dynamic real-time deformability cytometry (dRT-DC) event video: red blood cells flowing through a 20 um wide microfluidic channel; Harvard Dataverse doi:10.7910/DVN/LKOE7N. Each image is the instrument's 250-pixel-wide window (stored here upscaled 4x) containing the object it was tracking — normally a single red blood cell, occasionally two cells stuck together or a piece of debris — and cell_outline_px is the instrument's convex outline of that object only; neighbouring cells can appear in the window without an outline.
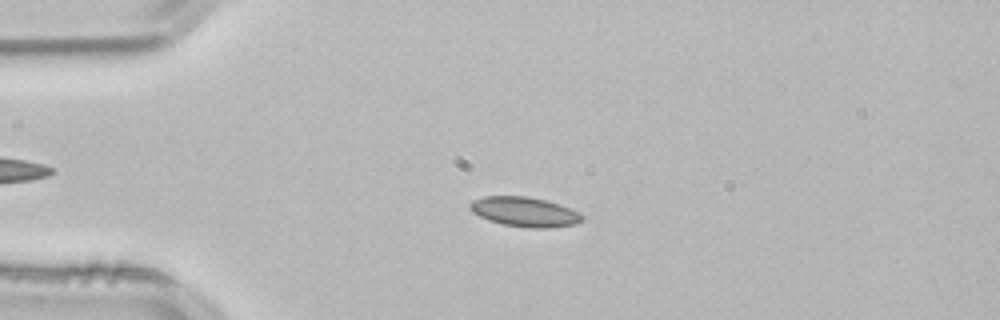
{"species": "common noctule bat (a hibernating species)", "species_latin": "Nyctalus noctula", "temperature_condition": "room temperature", "stored_images_in_passage": 44, "camera_frame_rate_fps": 3000, "um_per_image_px": 0.085, "animal": {"sex": "male", "body_mass_g": 21.5, "forearm_length_mm": 52.0}, "frame": {"image": 1, "passage_image": 3, "time_ms": 0.667, "image_size_px": [1000, 320], "cell_outline_px": [[584, 220], [576, 224], [548, 228], [528, 228], [504, 224], [488, 220], [472, 212], [468, 208], [468, 204], [472, 200], [484, 196], [528, 196], [544, 200], [580, 212], [584, 216]], "centroid_in_image_um": [44.57, 18.01], "position_along_channel_um": 40.4, "area_um2": 19.42}}
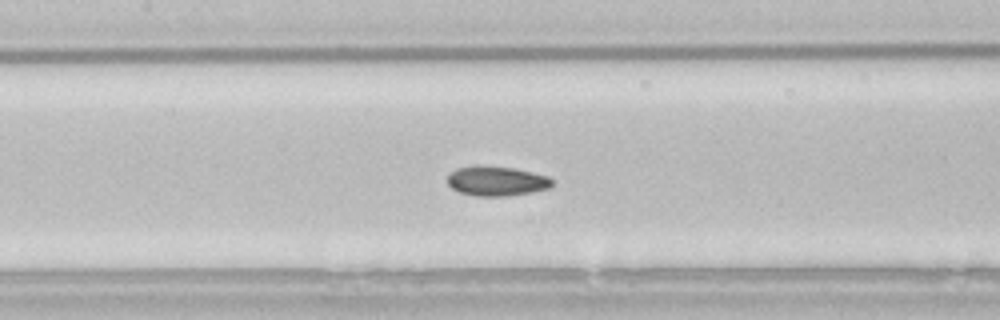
{"frame": {"image": 2, "passage_image": 15, "time_ms": 4.667, "image_size_px": [1000, 320], "cell_outline_px": [[552, 184], [548, 188], [532, 192], [504, 196], [472, 196], [460, 192], [452, 188], [448, 184], [448, 176], [456, 168], [512, 168], [532, 172], [548, 176], [552, 180]], "centroid_in_image_um": [42.23, 15.43], "position_along_channel_um": 165.2, "area_um2": 17.34}}
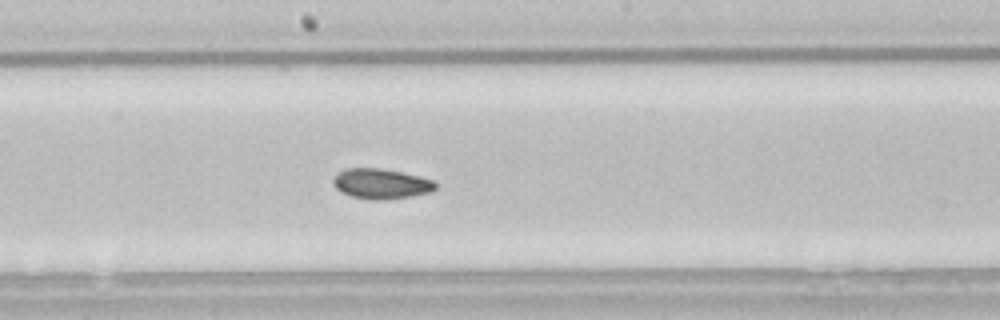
{"frame": {"image": 3, "passage_image": 19, "time_ms": 6.0, "image_size_px": [1000, 320], "cell_outline_px": [[436, 188], [432, 192], [384, 200], [372, 200], [352, 196], [340, 192], [332, 184], [332, 180], [344, 168], [380, 168], [400, 172], [432, 180], [436, 184]], "centroid_in_image_um": [32.35, 15.62], "position_along_channel_um": 215.8, "area_um2": 17.8}, "authors_computed_cell_mechanics": {"area_um2": 17.9758, "velocity_mm_per_s": 3.8086, "shape_relaxation_time_tau1_ms": 6.6442, "shape_relaxation_time_tau2_ms": 2.7202, "deformation_change_tau1": 0.0846, "deformation_change_tau2": 0.0596}}